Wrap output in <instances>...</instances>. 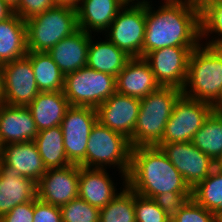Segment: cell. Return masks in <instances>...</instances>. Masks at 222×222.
<instances>
[{
	"instance_id": "cell-1",
	"label": "cell",
	"mask_w": 222,
	"mask_h": 222,
	"mask_svg": "<svg viewBox=\"0 0 222 222\" xmlns=\"http://www.w3.org/2000/svg\"><path fill=\"white\" fill-rule=\"evenodd\" d=\"M146 4V28L143 58L156 49L166 47H198L200 44V7L194 3L160 5Z\"/></svg>"
},
{
	"instance_id": "cell-2",
	"label": "cell",
	"mask_w": 222,
	"mask_h": 222,
	"mask_svg": "<svg viewBox=\"0 0 222 222\" xmlns=\"http://www.w3.org/2000/svg\"><path fill=\"white\" fill-rule=\"evenodd\" d=\"M127 185L136 194L151 199L167 192L192 193L183 176L157 146L132 148Z\"/></svg>"
},
{
	"instance_id": "cell-3",
	"label": "cell",
	"mask_w": 222,
	"mask_h": 222,
	"mask_svg": "<svg viewBox=\"0 0 222 222\" xmlns=\"http://www.w3.org/2000/svg\"><path fill=\"white\" fill-rule=\"evenodd\" d=\"M181 95L182 90L179 88L160 86L156 91L140 99V111L129 140L132 148L156 146L162 140L174 103Z\"/></svg>"
},
{
	"instance_id": "cell-4",
	"label": "cell",
	"mask_w": 222,
	"mask_h": 222,
	"mask_svg": "<svg viewBox=\"0 0 222 222\" xmlns=\"http://www.w3.org/2000/svg\"><path fill=\"white\" fill-rule=\"evenodd\" d=\"M222 89V48L200 44L188 62L187 79L182 95L212 104Z\"/></svg>"
},
{
	"instance_id": "cell-5",
	"label": "cell",
	"mask_w": 222,
	"mask_h": 222,
	"mask_svg": "<svg viewBox=\"0 0 222 222\" xmlns=\"http://www.w3.org/2000/svg\"><path fill=\"white\" fill-rule=\"evenodd\" d=\"M132 146L128 138L110 128L95 123L88 138L86 148V168L106 169V166H117L123 183L131 165Z\"/></svg>"
},
{
	"instance_id": "cell-6",
	"label": "cell",
	"mask_w": 222,
	"mask_h": 222,
	"mask_svg": "<svg viewBox=\"0 0 222 222\" xmlns=\"http://www.w3.org/2000/svg\"><path fill=\"white\" fill-rule=\"evenodd\" d=\"M26 22L27 51L48 52L78 30L76 9L55 6Z\"/></svg>"
},
{
	"instance_id": "cell-7",
	"label": "cell",
	"mask_w": 222,
	"mask_h": 222,
	"mask_svg": "<svg viewBox=\"0 0 222 222\" xmlns=\"http://www.w3.org/2000/svg\"><path fill=\"white\" fill-rule=\"evenodd\" d=\"M64 95L71 106L98 108L116 93V77L87 66L65 75Z\"/></svg>"
},
{
	"instance_id": "cell-8",
	"label": "cell",
	"mask_w": 222,
	"mask_h": 222,
	"mask_svg": "<svg viewBox=\"0 0 222 222\" xmlns=\"http://www.w3.org/2000/svg\"><path fill=\"white\" fill-rule=\"evenodd\" d=\"M146 4L126 3L106 30V37L128 56L143 57Z\"/></svg>"
},
{
	"instance_id": "cell-9",
	"label": "cell",
	"mask_w": 222,
	"mask_h": 222,
	"mask_svg": "<svg viewBox=\"0 0 222 222\" xmlns=\"http://www.w3.org/2000/svg\"><path fill=\"white\" fill-rule=\"evenodd\" d=\"M211 112L210 103L181 95L174 103L171 117L158 144L191 142Z\"/></svg>"
},
{
	"instance_id": "cell-10",
	"label": "cell",
	"mask_w": 222,
	"mask_h": 222,
	"mask_svg": "<svg viewBox=\"0 0 222 222\" xmlns=\"http://www.w3.org/2000/svg\"><path fill=\"white\" fill-rule=\"evenodd\" d=\"M98 121L96 108L71 106L60 127L64 148L71 164L86 167V148L92 127Z\"/></svg>"
},
{
	"instance_id": "cell-11",
	"label": "cell",
	"mask_w": 222,
	"mask_h": 222,
	"mask_svg": "<svg viewBox=\"0 0 222 222\" xmlns=\"http://www.w3.org/2000/svg\"><path fill=\"white\" fill-rule=\"evenodd\" d=\"M197 47H166L149 52L144 59L149 63L156 82L162 87L183 89L189 57Z\"/></svg>"
},
{
	"instance_id": "cell-12",
	"label": "cell",
	"mask_w": 222,
	"mask_h": 222,
	"mask_svg": "<svg viewBox=\"0 0 222 222\" xmlns=\"http://www.w3.org/2000/svg\"><path fill=\"white\" fill-rule=\"evenodd\" d=\"M156 146L163 151L191 189L216 167V163L192 142H174Z\"/></svg>"
},
{
	"instance_id": "cell-13",
	"label": "cell",
	"mask_w": 222,
	"mask_h": 222,
	"mask_svg": "<svg viewBox=\"0 0 222 222\" xmlns=\"http://www.w3.org/2000/svg\"><path fill=\"white\" fill-rule=\"evenodd\" d=\"M39 93L31 60L27 56L3 64V103L28 106Z\"/></svg>"
},
{
	"instance_id": "cell-14",
	"label": "cell",
	"mask_w": 222,
	"mask_h": 222,
	"mask_svg": "<svg viewBox=\"0 0 222 222\" xmlns=\"http://www.w3.org/2000/svg\"><path fill=\"white\" fill-rule=\"evenodd\" d=\"M37 198L61 207L76 199L79 191V165L47 169L37 182Z\"/></svg>"
},
{
	"instance_id": "cell-15",
	"label": "cell",
	"mask_w": 222,
	"mask_h": 222,
	"mask_svg": "<svg viewBox=\"0 0 222 222\" xmlns=\"http://www.w3.org/2000/svg\"><path fill=\"white\" fill-rule=\"evenodd\" d=\"M96 110L102 125L131 139L140 111V99L116 92Z\"/></svg>"
},
{
	"instance_id": "cell-16",
	"label": "cell",
	"mask_w": 222,
	"mask_h": 222,
	"mask_svg": "<svg viewBox=\"0 0 222 222\" xmlns=\"http://www.w3.org/2000/svg\"><path fill=\"white\" fill-rule=\"evenodd\" d=\"M37 182L0 159V218L15 206L37 198Z\"/></svg>"
},
{
	"instance_id": "cell-17",
	"label": "cell",
	"mask_w": 222,
	"mask_h": 222,
	"mask_svg": "<svg viewBox=\"0 0 222 222\" xmlns=\"http://www.w3.org/2000/svg\"><path fill=\"white\" fill-rule=\"evenodd\" d=\"M159 87L149 63L143 57L130 58L116 76V91L122 95L143 99Z\"/></svg>"
},
{
	"instance_id": "cell-18",
	"label": "cell",
	"mask_w": 222,
	"mask_h": 222,
	"mask_svg": "<svg viewBox=\"0 0 222 222\" xmlns=\"http://www.w3.org/2000/svg\"><path fill=\"white\" fill-rule=\"evenodd\" d=\"M38 132L27 106L0 103V139L3 145L34 141Z\"/></svg>"
},
{
	"instance_id": "cell-19",
	"label": "cell",
	"mask_w": 222,
	"mask_h": 222,
	"mask_svg": "<svg viewBox=\"0 0 222 222\" xmlns=\"http://www.w3.org/2000/svg\"><path fill=\"white\" fill-rule=\"evenodd\" d=\"M90 37L92 34L78 29L47 52L64 75L86 66Z\"/></svg>"
},
{
	"instance_id": "cell-20",
	"label": "cell",
	"mask_w": 222,
	"mask_h": 222,
	"mask_svg": "<svg viewBox=\"0 0 222 222\" xmlns=\"http://www.w3.org/2000/svg\"><path fill=\"white\" fill-rule=\"evenodd\" d=\"M126 3L125 0H80L76 9L78 29L90 34L105 32Z\"/></svg>"
},
{
	"instance_id": "cell-21",
	"label": "cell",
	"mask_w": 222,
	"mask_h": 222,
	"mask_svg": "<svg viewBox=\"0 0 222 222\" xmlns=\"http://www.w3.org/2000/svg\"><path fill=\"white\" fill-rule=\"evenodd\" d=\"M106 169L79 166L78 197L99 209L105 207L119 193Z\"/></svg>"
},
{
	"instance_id": "cell-22",
	"label": "cell",
	"mask_w": 222,
	"mask_h": 222,
	"mask_svg": "<svg viewBox=\"0 0 222 222\" xmlns=\"http://www.w3.org/2000/svg\"><path fill=\"white\" fill-rule=\"evenodd\" d=\"M0 159L23 176L36 182L46 173V168L34 141L3 145Z\"/></svg>"
},
{
	"instance_id": "cell-23",
	"label": "cell",
	"mask_w": 222,
	"mask_h": 222,
	"mask_svg": "<svg viewBox=\"0 0 222 222\" xmlns=\"http://www.w3.org/2000/svg\"><path fill=\"white\" fill-rule=\"evenodd\" d=\"M38 131L59 126L71 107L63 91L40 92L27 106Z\"/></svg>"
},
{
	"instance_id": "cell-24",
	"label": "cell",
	"mask_w": 222,
	"mask_h": 222,
	"mask_svg": "<svg viewBox=\"0 0 222 222\" xmlns=\"http://www.w3.org/2000/svg\"><path fill=\"white\" fill-rule=\"evenodd\" d=\"M27 55L26 22L17 14L0 21V63Z\"/></svg>"
},
{
	"instance_id": "cell-25",
	"label": "cell",
	"mask_w": 222,
	"mask_h": 222,
	"mask_svg": "<svg viewBox=\"0 0 222 222\" xmlns=\"http://www.w3.org/2000/svg\"><path fill=\"white\" fill-rule=\"evenodd\" d=\"M90 37L86 66L116 77L131 58L107 37L105 41H93Z\"/></svg>"
},
{
	"instance_id": "cell-26",
	"label": "cell",
	"mask_w": 222,
	"mask_h": 222,
	"mask_svg": "<svg viewBox=\"0 0 222 222\" xmlns=\"http://www.w3.org/2000/svg\"><path fill=\"white\" fill-rule=\"evenodd\" d=\"M34 142L46 169L63 168L71 165L66 156L60 125L39 131Z\"/></svg>"
},
{
	"instance_id": "cell-27",
	"label": "cell",
	"mask_w": 222,
	"mask_h": 222,
	"mask_svg": "<svg viewBox=\"0 0 222 222\" xmlns=\"http://www.w3.org/2000/svg\"><path fill=\"white\" fill-rule=\"evenodd\" d=\"M40 92L63 91L65 75L47 52L27 51Z\"/></svg>"
},
{
	"instance_id": "cell-28",
	"label": "cell",
	"mask_w": 222,
	"mask_h": 222,
	"mask_svg": "<svg viewBox=\"0 0 222 222\" xmlns=\"http://www.w3.org/2000/svg\"><path fill=\"white\" fill-rule=\"evenodd\" d=\"M191 142L216 163L222 155V115L211 112Z\"/></svg>"
},
{
	"instance_id": "cell-29",
	"label": "cell",
	"mask_w": 222,
	"mask_h": 222,
	"mask_svg": "<svg viewBox=\"0 0 222 222\" xmlns=\"http://www.w3.org/2000/svg\"><path fill=\"white\" fill-rule=\"evenodd\" d=\"M192 198L214 214L222 210V168L218 166L192 189Z\"/></svg>"
},
{
	"instance_id": "cell-30",
	"label": "cell",
	"mask_w": 222,
	"mask_h": 222,
	"mask_svg": "<svg viewBox=\"0 0 222 222\" xmlns=\"http://www.w3.org/2000/svg\"><path fill=\"white\" fill-rule=\"evenodd\" d=\"M122 185L123 188H120V193L100 209L99 222H136L135 192L127 183Z\"/></svg>"
},
{
	"instance_id": "cell-31",
	"label": "cell",
	"mask_w": 222,
	"mask_h": 222,
	"mask_svg": "<svg viewBox=\"0 0 222 222\" xmlns=\"http://www.w3.org/2000/svg\"><path fill=\"white\" fill-rule=\"evenodd\" d=\"M200 40L210 34L218 36L205 43L206 46L222 48V0H206L200 6ZM210 33V34H209ZM215 39V40H214Z\"/></svg>"
},
{
	"instance_id": "cell-32",
	"label": "cell",
	"mask_w": 222,
	"mask_h": 222,
	"mask_svg": "<svg viewBox=\"0 0 222 222\" xmlns=\"http://www.w3.org/2000/svg\"><path fill=\"white\" fill-rule=\"evenodd\" d=\"M62 222H99L100 209L77 197L60 207Z\"/></svg>"
},
{
	"instance_id": "cell-33",
	"label": "cell",
	"mask_w": 222,
	"mask_h": 222,
	"mask_svg": "<svg viewBox=\"0 0 222 222\" xmlns=\"http://www.w3.org/2000/svg\"><path fill=\"white\" fill-rule=\"evenodd\" d=\"M136 222H166L168 218L164 210L151 198L135 193Z\"/></svg>"
},
{
	"instance_id": "cell-34",
	"label": "cell",
	"mask_w": 222,
	"mask_h": 222,
	"mask_svg": "<svg viewBox=\"0 0 222 222\" xmlns=\"http://www.w3.org/2000/svg\"><path fill=\"white\" fill-rule=\"evenodd\" d=\"M191 198L192 193L167 192L156 195L153 200L164 210L168 219H174Z\"/></svg>"
},
{
	"instance_id": "cell-35",
	"label": "cell",
	"mask_w": 222,
	"mask_h": 222,
	"mask_svg": "<svg viewBox=\"0 0 222 222\" xmlns=\"http://www.w3.org/2000/svg\"><path fill=\"white\" fill-rule=\"evenodd\" d=\"M173 220L175 222H215V214L191 198Z\"/></svg>"
},
{
	"instance_id": "cell-36",
	"label": "cell",
	"mask_w": 222,
	"mask_h": 222,
	"mask_svg": "<svg viewBox=\"0 0 222 222\" xmlns=\"http://www.w3.org/2000/svg\"><path fill=\"white\" fill-rule=\"evenodd\" d=\"M55 6L53 0H20L14 13L22 20L27 21Z\"/></svg>"
},
{
	"instance_id": "cell-37",
	"label": "cell",
	"mask_w": 222,
	"mask_h": 222,
	"mask_svg": "<svg viewBox=\"0 0 222 222\" xmlns=\"http://www.w3.org/2000/svg\"><path fill=\"white\" fill-rule=\"evenodd\" d=\"M33 222H62L60 207L34 199Z\"/></svg>"
},
{
	"instance_id": "cell-38",
	"label": "cell",
	"mask_w": 222,
	"mask_h": 222,
	"mask_svg": "<svg viewBox=\"0 0 222 222\" xmlns=\"http://www.w3.org/2000/svg\"><path fill=\"white\" fill-rule=\"evenodd\" d=\"M34 199L15 206L0 218V222H33Z\"/></svg>"
},
{
	"instance_id": "cell-39",
	"label": "cell",
	"mask_w": 222,
	"mask_h": 222,
	"mask_svg": "<svg viewBox=\"0 0 222 222\" xmlns=\"http://www.w3.org/2000/svg\"><path fill=\"white\" fill-rule=\"evenodd\" d=\"M14 14L12 10L3 0H0V21L10 18Z\"/></svg>"
},
{
	"instance_id": "cell-40",
	"label": "cell",
	"mask_w": 222,
	"mask_h": 222,
	"mask_svg": "<svg viewBox=\"0 0 222 222\" xmlns=\"http://www.w3.org/2000/svg\"><path fill=\"white\" fill-rule=\"evenodd\" d=\"M212 112L218 115H222V89L219 96L211 104Z\"/></svg>"
},
{
	"instance_id": "cell-41",
	"label": "cell",
	"mask_w": 222,
	"mask_h": 222,
	"mask_svg": "<svg viewBox=\"0 0 222 222\" xmlns=\"http://www.w3.org/2000/svg\"><path fill=\"white\" fill-rule=\"evenodd\" d=\"M56 6H66L73 9H77L80 0H53Z\"/></svg>"
},
{
	"instance_id": "cell-42",
	"label": "cell",
	"mask_w": 222,
	"mask_h": 222,
	"mask_svg": "<svg viewBox=\"0 0 222 222\" xmlns=\"http://www.w3.org/2000/svg\"><path fill=\"white\" fill-rule=\"evenodd\" d=\"M3 99V65L0 63V103Z\"/></svg>"
},
{
	"instance_id": "cell-43",
	"label": "cell",
	"mask_w": 222,
	"mask_h": 222,
	"mask_svg": "<svg viewBox=\"0 0 222 222\" xmlns=\"http://www.w3.org/2000/svg\"><path fill=\"white\" fill-rule=\"evenodd\" d=\"M12 10L18 7L20 0H3Z\"/></svg>"
},
{
	"instance_id": "cell-44",
	"label": "cell",
	"mask_w": 222,
	"mask_h": 222,
	"mask_svg": "<svg viewBox=\"0 0 222 222\" xmlns=\"http://www.w3.org/2000/svg\"><path fill=\"white\" fill-rule=\"evenodd\" d=\"M189 0H164L163 4H182V3H189Z\"/></svg>"
},
{
	"instance_id": "cell-45",
	"label": "cell",
	"mask_w": 222,
	"mask_h": 222,
	"mask_svg": "<svg viewBox=\"0 0 222 222\" xmlns=\"http://www.w3.org/2000/svg\"><path fill=\"white\" fill-rule=\"evenodd\" d=\"M215 222H222V210L215 213Z\"/></svg>"
},
{
	"instance_id": "cell-46",
	"label": "cell",
	"mask_w": 222,
	"mask_h": 222,
	"mask_svg": "<svg viewBox=\"0 0 222 222\" xmlns=\"http://www.w3.org/2000/svg\"><path fill=\"white\" fill-rule=\"evenodd\" d=\"M191 3H194V4H196V5H201L204 1H206V0H189Z\"/></svg>"
},
{
	"instance_id": "cell-47",
	"label": "cell",
	"mask_w": 222,
	"mask_h": 222,
	"mask_svg": "<svg viewBox=\"0 0 222 222\" xmlns=\"http://www.w3.org/2000/svg\"><path fill=\"white\" fill-rule=\"evenodd\" d=\"M216 166H218L219 168H222V155L220 159L216 162Z\"/></svg>"
},
{
	"instance_id": "cell-48",
	"label": "cell",
	"mask_w": 222,
	"mask_h": 222,
	"mask_svg": "<svg viewBox=\"0 0 222 222\" xmlns=\"http://www.w3.org/2000/svg\"><path fill=\"white\" fill-rule=\"evenodd\" d=\"M127 3H140L139 0H125ZM137 1V2H136Z\"/></svg>"
},
{
	"instance_id": "cell-49",
	"label": "cell",
	"mask_w": 222,
	"mask_h": 222,
	"mask_svg": "<svg viewBox=\"0 0 222 222\" xmlns=\"http://www.w3.org/2000/svg\"><path fill=\"white\" fill-rule=\"evenodd\" d=\"M2 148H3V144H2L1 139H0V156H1V153H2Z\"/></svg>"
},
{
	"instance_id": "cell-50",
	"label": "cell",
	"mask_w": 222,
	"mask_h": 222,
	"mask_svg": "<svg viewBox=\"0 0 222 222\" xmlns=\"http://www.w3.org/2000/svg\"><path fill=\"white\" fill-rule=\"evenodd\" d=\"M166 222H175L173 219H168Z\"/></svg>"
}]
</instances>
